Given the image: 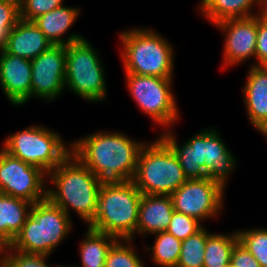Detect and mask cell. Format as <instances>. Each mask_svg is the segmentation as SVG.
<instances>
[{"instance_id":"ac0fdd59","label":"cell","mask_w":267,"mask_h":267,"mask_svg":"<svg viewBox=\"0 0 267 267\" xmlns=\"http://www.w3.org/2000/svg\"><path fill=\"white\" fill-rule=\"evenodd\" d=\"M174 212L170 195L142 194L136 235H152L167 231Z\"/></svg>"},{"instance_id":"8992f818","label":"cell","mask_w":267,"mask_h":267,"mask_svg":"<svg viewBox=\"0 0 267 267\" xmlns=\"http://www.w3.org/2000/svg\"><path fill=\"white\" fill-rule=\"evenodd\" d=\"M141 197L142 193L132 180L100 186L97 212L88 227L117 239L134 240Z\"/></svg>"},{"instance_id":"f546056e","label":"cell","mask_w":267,"mask_h":267,"mask_svg":"<svg viewBox=\"0 0 267 267\" xmlns=\"http://www.w3.org/2000/svg\"><path fill=\"white\" fill-rule=\"evenodd\" d=\"M64 0H19L20 19L33 21L63 5Z\"/></svg>"},{"instance_id":"cb8c5ba5","label":"cell","mask_w":267,"mask_h":267,"mask_svg":"<svg viewBox=\"0 0 267 267\" xmlns=\"http://www.w3.org/2000/svg\"><path fill=\"white\" fill-rule=\"evenodd\" d=\"M153 246L145 248L151 251L152 262L159 267H176L180 256L182 240L168 232H158Z\"/></svg>"},{"instance_id":"44dd1931","label":"cell","mask_w":267,"mask_h":267,"mask_svg":"<svg viewBox=\"0 0 267 267\" xmlns=\"http://www.w3.org/2000/svg\"><path fill=\"white\" fill-rule=\"evenodd\" d=\"M33 203L0 193V235L9 243L21 231Z\"/></svg>"},{"instance_id":"836d02e7","label":"cell","mask_w":267,"mask_h":267,"mask_svg":"<svg viewBox=\"0 0 267 267\" xmlns=\"http://www.w3.org/2000/svg\"><path fill=\"white\" fill-rule=\"evenodd\" d=\"M10 243L0 235V267H5Z\"/></svg>"},{"instance_id":"277c9868","label":"cell","mask_w":267,"mask_h":267,"mask_svg":"<svg viewBox=\"0 0 267 267\" xmlns=\"http://www.w3.org/2000/svg\"><path fill=\"white\" fill-rule=\"evenodd\" d=\"M118 36L124 73L174 78L175 50L164 36L149 27H133Z\"/></svg>"},{"instance_id":"d6986e66","label":"cell","mask_w":267,"mask_h":267,"mask_svg":"<svg viewBox=\"0 0 267 267\" xmlns=\"http://www.w3.org/2000/svg\"><path fill=\"white\" fill-rule=\"evenodd\" d=\"M52 46L33 21L20 19L9 32L4 51L33 60Z\"/></svg>"},{"instance_id":"7402d4cb","label":"cell","mask_w":267,"mask_h":267,"mask_svg":"<svg viewBox=\"0 0 267 267\" xmlns=\"http://www.w3.org/2000/svg\"><path fill=\"white\" fill-rule=\"evenodd\" d=\"M85 238L80 241L79 253L81 265L70 267H104L107 254L117 238L88 227Z\"/></svg>"},{"instance_id":"6da1fadb","label":"cell","mask_w":267,"mask_h":267,"mask_svg":"<svg viewBox=\"0 0 267 267\" xmlns=\"http://www.w3.org/2000/svg\"><path fill=\"white\" fill-rule=\"evenodd\" d=\"M145 143L122 132L98 130L71 142V153L96 175L100 186L120 185L133 179Z\"/></svg>"},{"instance_id":"52a82bcc","label":"cell","mask_w":267,"mask_h":267,"mask_svg":"<svg viewBox=\"0 0 267 267\" xmlns=\"http://www.w3.org/2000/svg\"><path fill=\"white\" fill-rule=\"evenodd\" d=\"M187 178L171 147L159 136L146 141L132 181L142 194L171 195Z\"/></svg>"},{"instance_id":"e575fe53","label":"cell","mask_w":267,"mask_h":267,"mask_svg":"<svg viewBox=\"0 0 267 267\" xmlns=\"http://www.w3.org/2000/svg\"><path fill=\"white\" fill-rule=\"evenodd\" d=\"M259 133L267 139V125Z\"/></svg>"},{"instance_id":"ba28073f","label":"cell","mask_w":267,"mask_h":267,"mask_svg":"<svg viewBox=\"0 0 267 267\" xmlns=\"http://www.w3.org/2000/svg\"><path fill=\"white\" fill-rule=\"evenodd\" d=\"M2 144L6 152L46 174L71 153V142L65 143L57 131L43 125H31L9 134Z\"/></svg>"},{"instance_id":"4fadbf2b","label":"cell","mask_w":267,"mask_h":267,"mask_svg":"<svg viewBox=\"0 0 267 267\" xmlns=\"http://www.w3.org/2000/svg\"><path fill=\"white\" fill-rule=\"evenodd\" d=\"M31 99L52 102L65 90L66 45H52L31 60ZM60 95V96H59Z\"/></svg>"},{"instance_id":"5bb4252c","label":"cell","mask_w":267,"mask_h":267,"mask_svg":"<svg viewBox=\"0 0 267 267\" xmlns=\"http://www.w3.org/2000/svg\"><path fill=\"white\" fill-rule=\"evenodd\" d=\"M225 36L223 66L234 67L255 58L257 38V15L248 18L223 20L214 25ZM234 65V66H233Z\"/></svg>"},{"instance_id":"d590c367","label":"cell","mask_w":267,"mask_h":267,"mask_svg":"<svg viewBox=\"0 0 267 267\" xmlns=\"http://www.w3.org/2000/svg\"><path fill=\"white\" fill-rule=\"evenodd\" d=\"M222 267H233V265H232V263H231V262H229V263H227V264L223 265Z\"/></svg>"},{"instance_id":"ffe728a7","label":"cell","mask_w":267,"mask_h":267,"mask_svg":"<svg viewBox=\"0 0 267 267\" xmlns=\"http://www.w3.org/2000/svg\"><path fill=\"white\" fill-rule=\"evenodd\" d=\"M255 8L256 12L253 11ZM197 10L215 25L227 19L248 18L265 13L267 0H201Z\"/></svg>"},{"instance_id":"d4e9b609","label":"cell","mask_w":267,"mask_h":267,"mask_svg":"<svg viewBox=\"0 0 267 267\" xmlns=\"http://www.w3.org/2000/svg\"><path fill=\"white\" fill-rule=\"evenodd\" d=\"M205 226L196 234L182 240L180 256L176 267H203L207 237Z\"/></svg>"},{"instance_id":"2e32d148","label":"cell","mask_w":267,"mask_h":267,"mask_svg":"<svg viewBox=\"0 0 267 267\" xmlns=\"http://www.w3.org/2000/svg\"><path fill=\"white\" fill-rule=\"evenodd\" d=\"M243 102L248 120L260 132L267 125V68L250 66L243 85Z\"/></svg>"},{"instance_id":"7a4b0ae2","label":"cell","mask_w":267,"mask_h":267,"mask_svg":"<svg viewBox=\"0 0 267 267\" xmlns=\"http://www.w3.org/2000/svg\"><path fill=\"white\" fill-rule=\"evenodd\" d=\"M159 136L171 147L187 179L208 177L227 187L228 177L238 162L215 127L200 130L181 145L171 129Z\"/></svg>"},{"instance_id":"83f0119b","label":"cell","mask_w":267,"mask_h":267,"mask_svg":"<svg viewBox=\"0 0 267 267\" xmlns=\"http://www.w3.org/2000/svg\"><path fill=\"white\" fill-rule=\"evenodd\" d=\"M203 227L204 224L196 218L174 211L166 232L184 240L196 234Z\"/></svg>"},{"instance_id":"3957f363","label":"cell","mask_w":267,"mask_h":267,"mask_svg":"<svg viewBox=\"0 0 267 267\" xmlns=\"http://www.w3.org/2000/svg\"><path fill=\"white\" fill-rule=\"evenodd\" d=\"M49 181L54 188L47 187V198L68 216L73 210L88 226L97 212L100 185L96 175L70 153L47 174Z\"/></svg>"},{"instance_id":"5b68a950","label":"cell","mask_w":267,"mask_h":267,"mask_svg":"<svg viewBox=\"0 0 267 267\" xmlns=\"http://www.w3.org/2000/svg\"><path fill=\"white\" fill-rule=\"evenodd\" d=\"M72 222L71 217L48 198L36 202L21 231L10 243V249L51 256L71 233Z\"/></svg>"},{"instance_id":"8fae6325","label":"cell","mask_w":267,"mask_h":267,"mask_svg":"<svg viewBox=\"0 0 267 267\" xmlns=\"http://www.w3.org/2000/svg\"><path fill=\"white\" fill-rule=\"evenodd\" d=\"M225 188L210 178L187 179L170 196L175 212L200 222L217 218L225 206Z\"/></svg>"},{"instance_id":"f1b7e54d","label":"cell","mask_w":267,"mask_h":267,"mask_svg":"<svg viewBox=\"0 0 267 267\" xmlns=\"http://www.w3.org/2000/svg\"><path fill=\"white\" fill-rule=\"evenodd\" d=\"M19 20V0H6L0 4V50L4 49L9 32Z\"/></svg>"},{"instance_id":"484cf974","label":"cell","mask_w":267,"mask_h":267,"mask_svg":"<svg viewBox=\"0 0 267 267\" xmlns=\"http://www.w3.org/2000/svg\"><path fill=\"white\" fill-rule=\"evenodd\" d=\"M133 242V239H118L111 246L104 267H145Z\"/></svg>"},{"instance_id":"7c38bea8","label":"cell","mask_w":267,"mask_h":267,"mask_svg":"<svg viewBox=\"0 0 267 267\" xmlns=\"http://www.w3.org/2000/svg\"><path fill=\"white\" fill-rule=\"evenodd\" d=\"M47 174L0 148V193L36 203L47 198Z\"/></svg>"},{"instance_id":"9a60e30c","label":"cell","mask_w":267,"mask_h":267,"mask_svg":"<svg viewBox=\"0 0 267 267\" xmlns=\"http://www.w3.org/2000/svg\"><path fill=\"white\" fill-rule=\"evenodd\" d=\"M31 60L0 50V87L10 103L24 106L31 99Z\"/></svg>"},{"instance_id":"d6a6232c","label":"cell","mask_w":267,"mask_h":267,"mask_svg":"<svg viewBox=\"0 0 267 267\" xmlns=\"http://www.w3.org/2000/svg\"><path fill=\"white\" fill-rule=\"evenodd\" d=\"M230 262L233 267H261L260 263L240 241L232 249Z\"/></svg>"},{"instance_id":"4316f807","label":"cell","mask_w":267,"mask_h":267,"mask_svg":"<svg viewBox=\"0 0 267 267\" xmlns=\"http://www.w3.org/2000/svg\"><path fill=\"white\" fill-rule=\"evenodd\" d=\"M236 231L241 244L247 248L261 267H267V228L255 227Z\"/></svg>"},{"instance_id":"e0dca14e","label":"cell","mask_w":267,"mask_h":267,"mask_svg":"<svg viewBox=\"0 0 267 267\" xmlns=\"http://www.w3.org/2000/svg\"><path fill=\"white\" fill-rule=\"evenodd\" d=\"M80 12V8L62 5L40 15L33 22L52 45H68L85 38L81 34L68 32L76 22ZM67 32L68 34H66Z\"/></svg>"},{"instance_id":"1f68e13d","label":"cell","mask_w":267,"mask_h":267,"mask_svg":"<svg viewBox=\"0 0 267 267\" xmlns=\"http://www.w3.org/2000/svg\"><path fill=\"white\" fill-rule=\"evenodd\" d=\"M254 63L250 66H265L267 63V11L257 15V38Z\"/></svg>"},{"instance_id":"4dcf8cb0","label":"cell","mask_w":267,"mask_h":267,"mask_svg":"<svg viewBox=\"0 0 267 267\" xmlns=\"http://www.w3.org/2000/svg\"><path fill=\"white\" fill-rule=\"evenodd\" d=\"M47 255L27 254L9 249L5 267H64L65 265L50 266Z\"/></svg>"},{"instance_id":"30bf717a","label":"cell","mask_w":267,"mask_h":267,"mask_svg":"<svg viewBox=\"0 0 267 267\" xmlns=\"http://www.w3.org/2000/svg\"><path fill=\"white\" fill-rule=\"evenodd\" d=\"M126 86L139 110L157 126L171 129L179 120V108L173 92V78L125 73Z\"/></svg>"},{"instance_id":"603a6c76","label":"cell","mask_w":267,"mask_h":267,"mask_svg":"<svg viewBox=\"0 0 267 267\" xmlns=\"http://www.w3.org/2000/svg\"><path fill=\"white\" fill-rule=\"evenodd\" d=\"M238 241L237 231L229 234L210 233L206 241L203 267H222L229 263L232 249Z\"/></svg>"},{"instance_id":"9c48e42d","label":"cell","mask_w":267,"mask_h":267,"mask_svg":"<svg viewBox=\"0 0 267 267\" xmlns=\"http://www.w3.org/2000/svg\"><path fill=\"white\" fill-rule=\"evenodd\" d=\"M66 88L92 103L107 99L105 67L98 50L86 38L66 45Z\"/></svg>"}]
</instances>
